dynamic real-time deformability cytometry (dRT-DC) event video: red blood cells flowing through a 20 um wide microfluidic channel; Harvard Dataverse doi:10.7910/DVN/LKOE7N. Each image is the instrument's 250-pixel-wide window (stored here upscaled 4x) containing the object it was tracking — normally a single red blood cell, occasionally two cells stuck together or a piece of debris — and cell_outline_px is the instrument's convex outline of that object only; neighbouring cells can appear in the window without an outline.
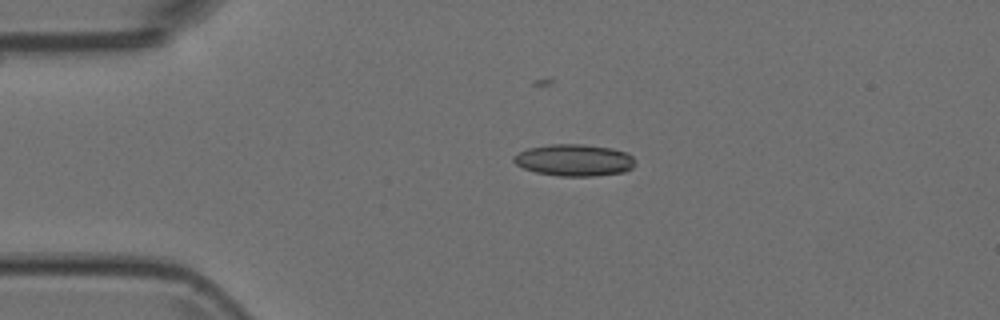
{"species": "Egyptian fruit bat (a non-hibernating species)", "species_latin": "Rousettus aegyptiacus", "temperature_condition": "room temperature", "stored_images_in_passage": 4, "camera_frame_rate_fps": 3000, "um_per_image_px": 0.085, "animal": {"sex": "female"}, "frame": {"image": 1, "passage_image": 3, "time_ms": 0.667, "image_size_px": [1000, 320], "cell_outline_px": [[636, 164], [632, 168], [624, 172], [596, 176], [560, 176], [536, 172], [524, 168], [516, 164], [512, 160], [512, 156], [528, 148], [548, 144], [584, 144], [612, 148], [628, 152], [636, 160]], "centroid_in_image_um": [48.84, 13.61], "position_along_channel_um": 36.2, "area_um2": 22.77}}